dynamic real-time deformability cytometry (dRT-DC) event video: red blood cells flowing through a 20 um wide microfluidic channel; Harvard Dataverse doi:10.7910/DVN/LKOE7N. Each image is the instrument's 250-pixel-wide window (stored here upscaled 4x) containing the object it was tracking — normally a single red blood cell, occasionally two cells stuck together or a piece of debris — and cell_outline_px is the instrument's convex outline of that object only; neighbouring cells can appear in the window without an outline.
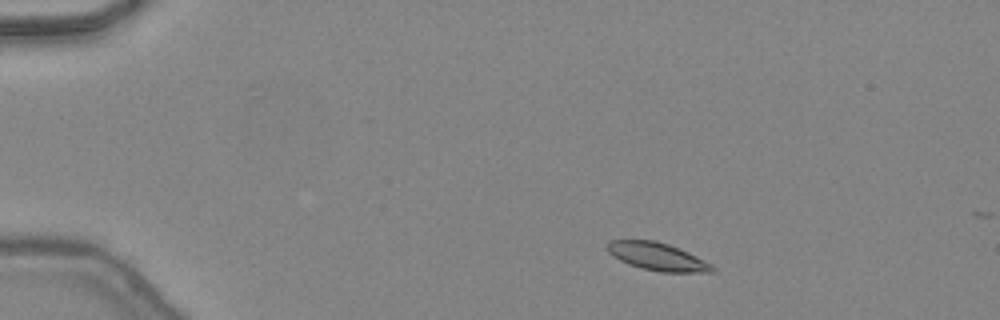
{"species": "common noctule bat (a hibernating species)", "species_latin": "Nyctalus noctula", "temperature_condition": "warm", "stored_images_in_passage": 7, "camera_frame_rate_fps": 3000, "um_per_image_px": 0.085, "animal": {"sex": "female", "body_mass_g": 24.6, "forearm_length_mm": 56.2}, "frame": {"image": 1, "passage_image": 2, "time_ms": 0.333, "image_size_px": [1000, 320], "cell_outline_px": [[716, 272], [660, 272], [640, 268], [628, 264], [612, 256], [608, 252], [604, 244], [608, 240], [656, 240], [680, 248], [712, 264], [716, 268]], "centroid_in_image_um": [55.85, 21.8], "position_along_channel_um": 29.1, "area_um2": 17.28}}